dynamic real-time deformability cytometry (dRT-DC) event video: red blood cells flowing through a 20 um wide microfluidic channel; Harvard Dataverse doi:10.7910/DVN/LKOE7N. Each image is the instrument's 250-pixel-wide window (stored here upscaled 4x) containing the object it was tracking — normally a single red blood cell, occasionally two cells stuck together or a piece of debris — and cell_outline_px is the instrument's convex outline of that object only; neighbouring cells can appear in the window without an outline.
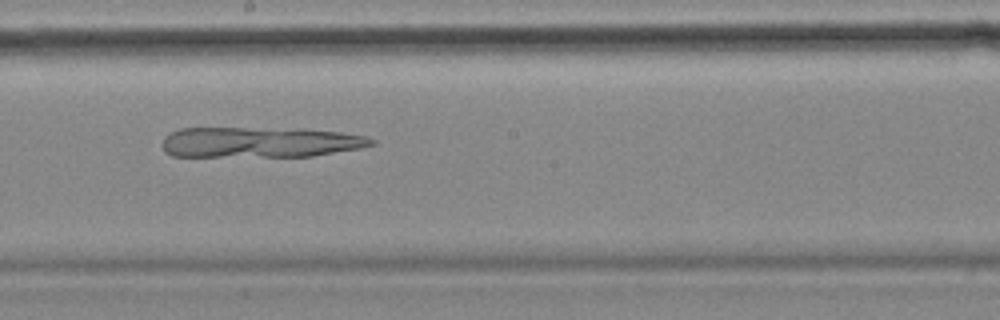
{"species": "common noctule bat (a hibernating species)", "species_latin": "Nyctalus noctula", "temperature_condition": "cold", "stored_images_in_passage": 51, "camera_frame_rate_fps": 3000, "um_per_image_px": 0.085, "animal": {"sex": "female", "body_mass_g": 18.4}, "frame": {"image": 1, "passage_image": 30, "time_ms": 9.667, "image_size_px": [1000, 320], "cell_outline_px": [[376, 144], [360, 148], [312, 156], [172, 156], [164, 152], [160, 144], [164, 136], [180, 128], [300, 128], [340, 132], [368, 136], [376, 140]], "centroid_in_image_um": [22.09, 12.08], "position_along_channel_um": 226.1, "area_um2": 37.63}}